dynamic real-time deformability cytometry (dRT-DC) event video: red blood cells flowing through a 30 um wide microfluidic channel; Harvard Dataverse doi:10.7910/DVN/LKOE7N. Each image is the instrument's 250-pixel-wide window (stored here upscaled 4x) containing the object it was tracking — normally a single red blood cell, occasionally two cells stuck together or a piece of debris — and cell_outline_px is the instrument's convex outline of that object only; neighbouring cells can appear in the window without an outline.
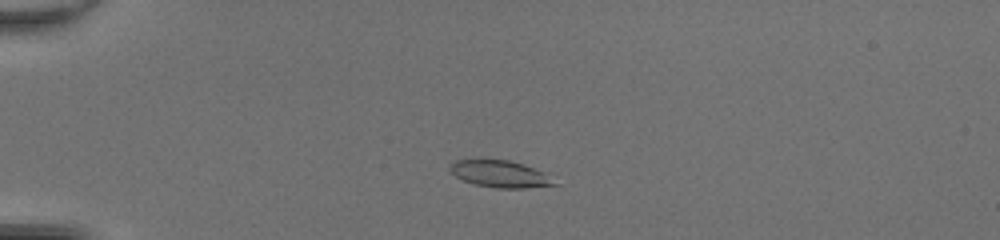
{"species": "common noctule bat (a hibernating species)", "species_latin": "Nyctalus noctula", "temperature_condition": "room temperature", "stored_images_in_passage": 46, "camera_frame_rate_fps": 3000, "um_per_image_px": 0.085, "animal": {"sex": "female", "body_mass_g": 20.0, "forearm_length_mm": 54.0}, "frame": {"image": 1, "passage_image": 10, "time_ms": 3.0, "image_size_px": [1000, 240], "cell_outline_px": [[560, 184], [524, 188], [496, 188], [476, 184], [464, 180], [456, 176], [448, 168], [456, 160], [508, 160], [524, 164], [544, 172]], "centroid_in_image_um": [42.55, 14.79], "position_along_channel_um": 42.4, "area_um2": 16.13}}
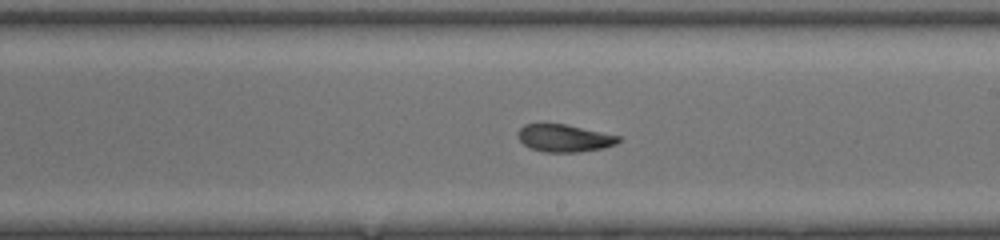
{"frame": {"image": 2, "passage_image": 27, "time_ms": 8.667, "image_size_px": [1000, 240], "cell_outline_px": [[620, 140], [616, 144], [604, 148], [580, 152], [544, 152], [532, 148], [524, 144], [516, 136], [516, 132], [524, 124], [564, 124], [620, 136]], "centroid_in_image_um": [47.95, 11.75], "position_along_channel_um": 241.1, "area_um2": 16.01}}
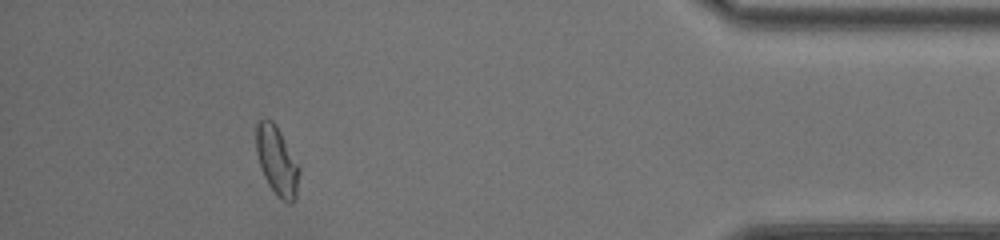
{"frame": {"image": 3, "passage_image": 42, "time_ms": 13.667, "image_size_px": [1000, 240], "cell_outline_px": [[300, 172], [296, 196], [292, 204], [288, 204], [280, 200], [276, 196], [268, 184], [264, 176], [256, 152], [256, 124], [260, 120], [272, 120], [276, 124], [300, 164]], "centroid_in_image_um": [23.57, 13.7], "position_along_channel_um": 411.6, "area_um2": 17.63}, "authors_computed_cell_mechanics": {"area_um2": 16.9932, "velocity_mm_per_s": 4.3206, "shape_relaxation_time_tau1_ms": 6.8965, "shape_relaxation_time_tau2_ms": 1.6858, "deformation_change_tau1": 0.2114, "deformation_change_tau2": 0.0816}}